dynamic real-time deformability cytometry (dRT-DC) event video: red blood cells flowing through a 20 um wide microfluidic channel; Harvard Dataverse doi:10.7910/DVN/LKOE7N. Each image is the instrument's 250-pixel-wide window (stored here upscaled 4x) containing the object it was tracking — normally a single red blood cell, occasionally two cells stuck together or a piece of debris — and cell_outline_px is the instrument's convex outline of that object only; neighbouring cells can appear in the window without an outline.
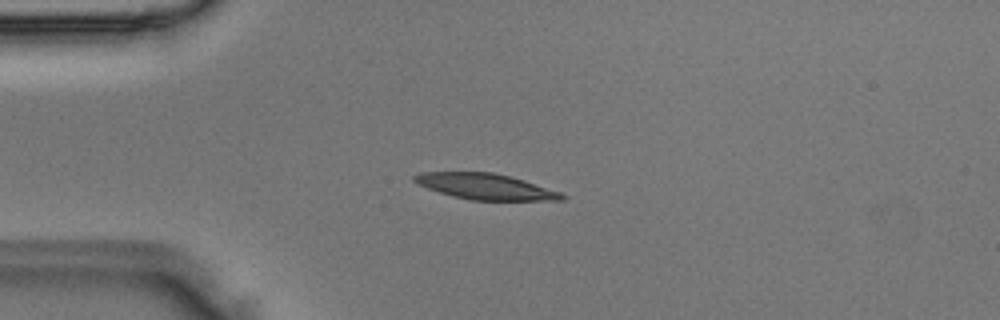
{"species": "Egyptian fruit bat (a non-hibernating species)", "species_latin": "Rousettus aegyptiacus", "temperature_condition": "room temperature", "stored_images_in_passage": 3, "camera_frame_rate_fps": 3000, "um_per_image_px": 0.085, "animal": {"sex": "male"}, "frame": {"image": 1, "passage_image": 3, "time_ms": 0.667, "image_size_px": [1000, 320], "cell_outline_px": [[568, 196], [564, 200], [472, 200], [452, 196], [428, 188], [412, 180], [412, 176], [420, 172], [492, 172], [524, 180], [560, 192]], "centroid_in_image_um": [41.27, 15.85], "position_along_channel_um": 43.7, "area_um2": 22.02}}